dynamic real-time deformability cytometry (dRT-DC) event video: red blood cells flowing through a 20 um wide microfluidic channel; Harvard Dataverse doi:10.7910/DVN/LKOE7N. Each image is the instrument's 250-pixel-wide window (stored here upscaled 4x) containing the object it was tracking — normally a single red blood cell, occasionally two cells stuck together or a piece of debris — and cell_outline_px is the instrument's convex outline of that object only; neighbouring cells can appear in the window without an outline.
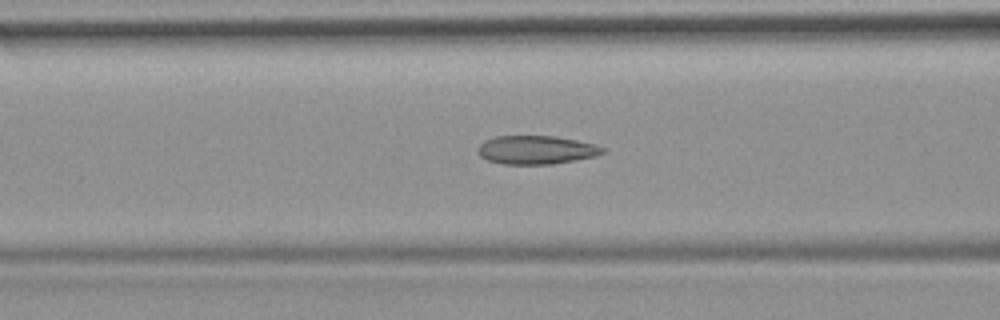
{"species": "common noctule bat (a hibernating species)", "species_latin": "Nyctalus noctula", "temperature_condition": "room temperature", "stored_images_in_passage": 16, "camera_frame_rate_fps": 3000, "um_per_image_px": 0.085, "animal": {"sex": "female", "body_mass_g": 19.9}, "frame": {"image": 1, "passage_image": 7, "time_ms": 2.0, "image_size_px": [1000, 320], "cell_outline_px": [[608, 152], [596, 156], [576, 160], [552, 164], [504, 164], [488, 160], [480, 156], [476, 152], [476, 148], [484, 140], [496, 136], [556, 136], [596, 144], [604, 148]], "centroid_in_image_um": [45.59, 12.74], "position_along_channel_um": 121.0, "area_um2": 20.98}}
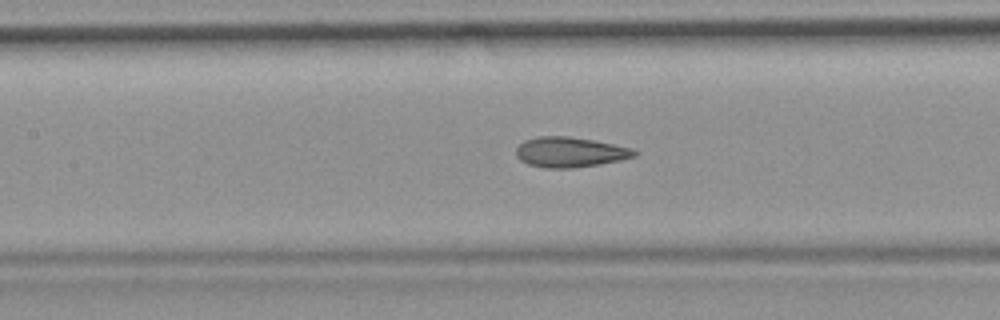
{"frame": {"image": 2, "passage_image": 10, "time_ms": 3.0, "image_size_px": [1000, 320], "cell_outline_px": [[640, 152], [636, 156], [620, 160], [600, 164], [572, 168], [544, 168], [528, 164], [520, 160], [516, 156], [516, 148], [524, 140], [536, 136], [568, 136], [592, 140], [632, 148]], "centroid_in_image_um": [48.44, 12.93], "position_along_channel_um": 159.0, "area_um2": 20.87}}